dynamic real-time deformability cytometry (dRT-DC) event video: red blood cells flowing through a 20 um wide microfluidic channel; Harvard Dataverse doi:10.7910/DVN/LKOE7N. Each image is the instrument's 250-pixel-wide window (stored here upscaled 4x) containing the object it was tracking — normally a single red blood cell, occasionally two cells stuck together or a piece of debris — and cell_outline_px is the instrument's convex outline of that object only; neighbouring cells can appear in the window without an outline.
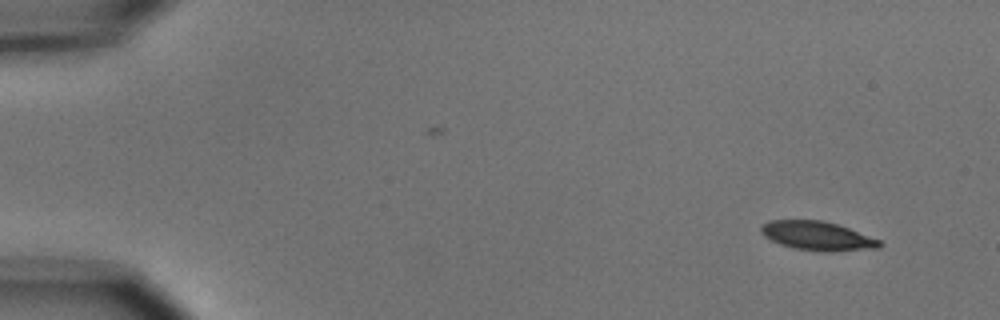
{"species": "common noctule bat (a hibernating species)", "species_latin": "Nyctalus noctula", "temperature_condition": "cold", "stored_images_in_passage": 4, "camera_frame_rate_fps": 3000, "um_per_image_px": 0.085, "animal": {"sex": "male", "body_mass_g": 15.6}, "frame": {"image": 1, "passage_image": 1, "time_ms": 0.0, "image_size_px": [1000, 320], "cell_outline_px": [[884, 244], [880, 248], [828, 252], [820, 252], [792, 248], [780, 244], [764, 236], [760, 232], [760, 228], [768, 220], [824, 220], [848, 228], [880, 240]], "centroid_in_image_um": [69.48, 20.06], "position_along_channel_um": 15.5, "area_um2": 20.11}}